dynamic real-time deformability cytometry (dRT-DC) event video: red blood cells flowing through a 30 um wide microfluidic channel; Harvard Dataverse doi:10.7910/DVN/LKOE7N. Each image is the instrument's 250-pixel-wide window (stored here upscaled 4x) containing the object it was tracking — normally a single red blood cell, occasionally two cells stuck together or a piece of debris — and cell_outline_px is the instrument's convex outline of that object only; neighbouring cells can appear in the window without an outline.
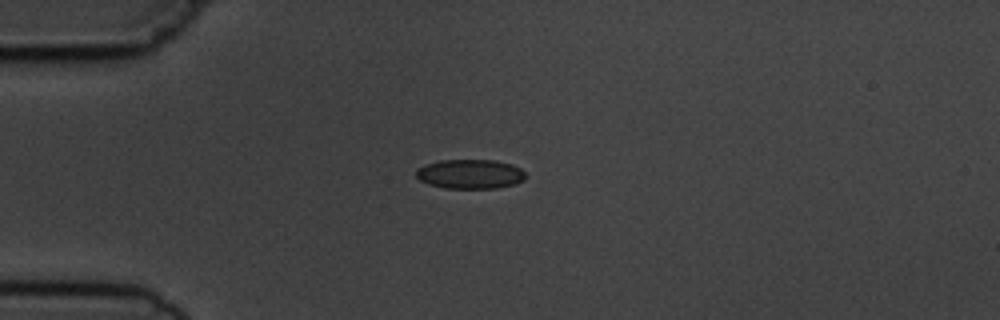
{"species": "common noctule bat (a hibernating species)", "species_latin": "Nyctalus noctula", "temperature_condition": "cold", "stored_images_in_passage": 10, "camera_frame_rate_fps": 3000, "um_per_image_px": 0.085, "animal": {"sex": "male", "body_mass_g": 19.5, "forearm_length_mm": 54.6}, "frame": {"image": 1, "passage_image": 4, "time_ms": 3.333, "image_size_px": [1000, 320], "cell_outline_px": [[524, 180], [516, 184], [496, 188], [444, 188], [428, 184], [420, 180], [416, 176], [416, 168], [424, 164], [440, 160], [492, 160], [512, 164], [520, 168], [524, 172]], "centroid_in_image_um": [39.93, 14.79], "position_along_channel_um": 45.1, "area_um2": 18.84}}
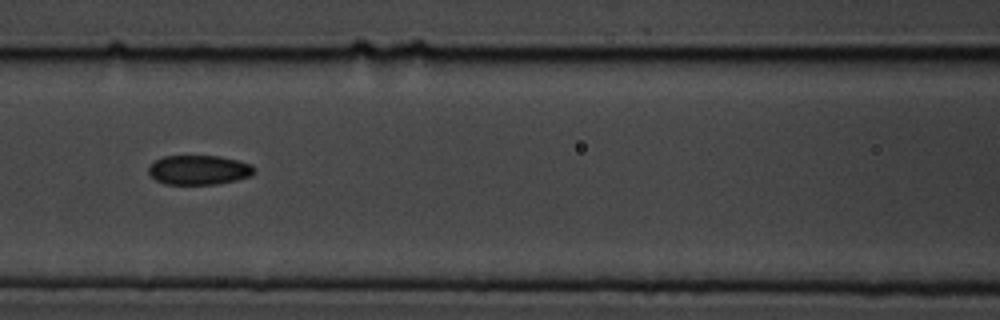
{"frame": {"image": 2, "passage_image": 7, "time_ms": 6.667, "image_size_px": [1000, 320], "cell_outline_px": [[256, 172], [252, 176], [236, 180], [216, 184], [164, 184], [156, 180], [148, 172], [148, 168], [156, 160], [164, 156], [220, 156], [252, 164], [256, 168]], "centroid_in_image_um": [16.95, 14.45], "position_along_channel_um": 149.7, "area_um2": 18.21}}
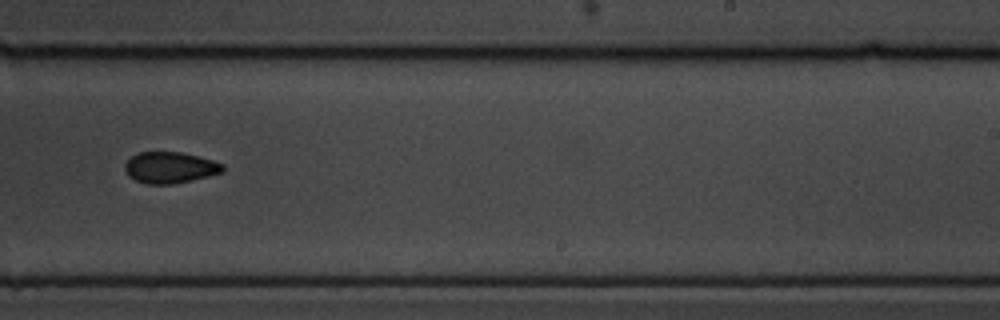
{"frame": {"image": 3, "passage_image": 10, "time_ms": 10.0, "image_size_px": [1000, 320], "cell_outline_px": [[224, 172], [208, 176], [172, 184], [148, 184], [136, 180], [128, 176], [124, 168], [124, 164], [132, 156], [140, 152], [180, 152], [212, 160], [224, 164]], "centroid_in_image_um": [14.44, 14.24], "position_along_channel_um": 274.6, "area_um2": 17.69}}